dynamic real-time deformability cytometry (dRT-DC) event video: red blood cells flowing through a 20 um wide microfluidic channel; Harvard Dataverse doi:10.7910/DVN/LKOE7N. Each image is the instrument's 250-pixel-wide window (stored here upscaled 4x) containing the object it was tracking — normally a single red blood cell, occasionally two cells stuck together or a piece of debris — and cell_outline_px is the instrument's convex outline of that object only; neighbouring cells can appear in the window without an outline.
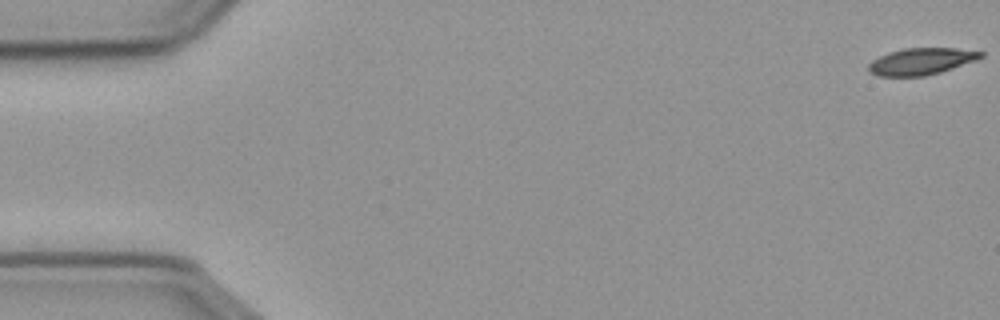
{"species": "common noctule bat (a hibernating species)", "species_latin": "Nyctalus noctula", "temperature_condition": "cold", "stored_images_in_passage": 14, "camera_frame_rate_fps": 3000, "um_per_image_px": 0.085, "animal": {"sex": "male", "body_mass_g": 23.1, "forearm_length_mm": 52.7}, "frame": {"image": 1, "passage_image": 1, "time_ms": 0.0, "image_size_px": [1000, 320], "cell_outline_px": [[984, 56], [976, 60], [940, 72], [924, 76], [876, 76], [868, 72], [868, 64], [872, 60], [888, 52], [904, 48], [956, 48], [984, 52]], "centroid_in_image_um": [78.27, 5.21], "position_along_channel_um": 6.7, "area_um2": 17.51}}
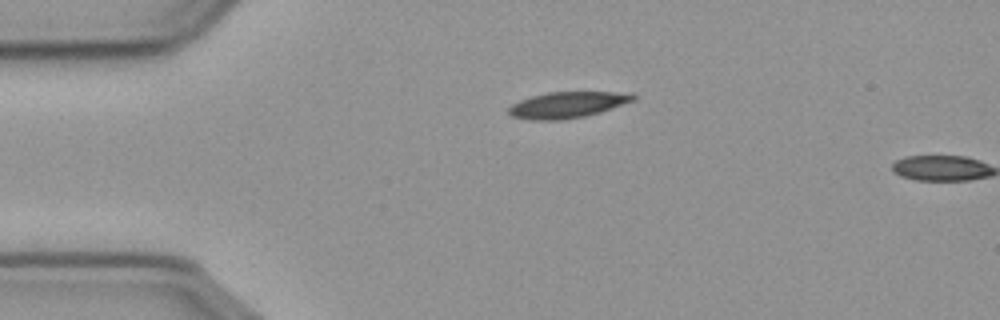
{"frame": {"image": 2, "passage_image": 13, "time_ms": 4.0, "image_size_px": [1000, 320], "cell_outline_px": [[636, 100], [600, 112], [584, 116], [560, 120], [532, 120], [512, 116], [508, 112], [508, 108], [512, 104], [520, 100], [532, 96], [548, 92], [632, 92], [636, 96]], "centroid_in_image_um": [48.26, 8.9], "position_along_channel_um": 36.7, "area_um2": 18.96}}